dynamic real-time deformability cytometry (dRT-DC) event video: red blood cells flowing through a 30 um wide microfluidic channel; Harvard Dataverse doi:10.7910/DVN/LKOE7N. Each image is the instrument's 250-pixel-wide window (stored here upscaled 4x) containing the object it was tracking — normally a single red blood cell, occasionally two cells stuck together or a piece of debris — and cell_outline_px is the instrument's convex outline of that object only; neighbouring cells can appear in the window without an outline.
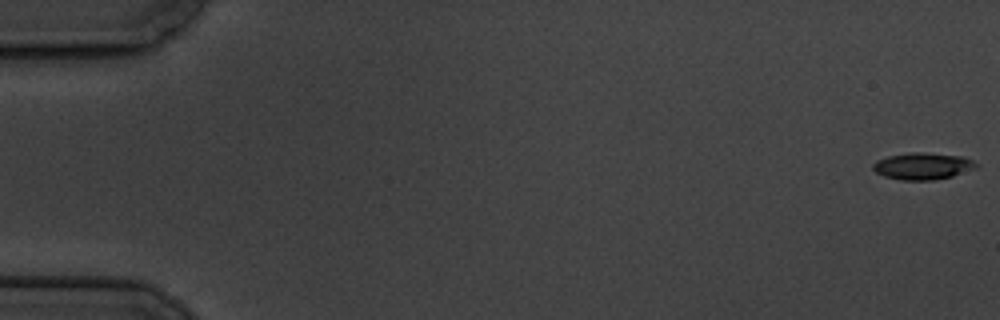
{"species": "common noctule bat (a hibernating species)", "species_latin": "Nyctalus noctula", "temperature_condition": "cold", "stored_images_in_passage": 5, "camera_frame_rate_fps": 3000, "um_per_image_px": 0.085, "animal": {"sex": "male", "body_mass_g": 19.5, "forearm_length_mm": 54.6}, "frame": {"image": 1, "passage_image": 1, "time_ms": 0.0, "image_size_px": [1000, 320], "cell_outline_px": [[980, 164], [976, 168], [952, 176], [932, 180], [900, 180], [884, 176], [876, 172], [872, 168], [872, 164], [876, 160], [888, 156], [912, 152], [916, 152], [964, 156]], "centroid_in_image_um": [78.43, 14.12], "position_along_channel_um": 6.6, "area_um2": 16.13}}
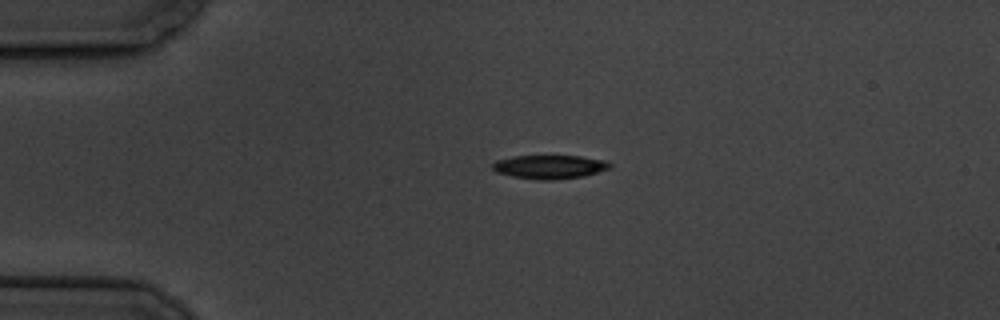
{"frame": {"image": 2, "passage_image": 4, "time_ms": 4.333, "image_size_px": [1000, 320], "cell_outline_px": [[612, 168], [584, 176], [552, 180], [536, 180], [512, 176], [496, 172], [492, 168], [492, 164], [496, 160], [512, 156], [580, 156], [604, 160], [612, 164]], "centroid_in_image_um": [46.72, 14.18], "position_along_channel_um": 38.3, "area_um2": 16.3}}